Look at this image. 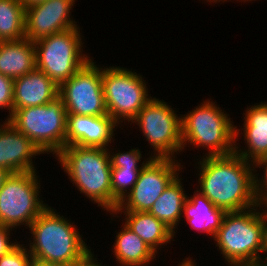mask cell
Masks as SVG:
<instances>
[{"mask_svg":"<svg viewBox=\"0 0 267 266\" xmlns=\"http://www.w3.org/2000/svg\"><path fill=\"white\" fill-rule=\"evenodd\" d=\"M198 163V187L216 207L226 212L259 205L254 191L253 163L235 152L225 156H203Z\"/></svg>","mask_w":267,"mask_h":266,"instance_id":"cell-1","label":"cell"},{"mask_svg":"<svg viewBox=\"0 0 267 266\" xmlns=\"http://www.w3.org/2000/svg\"><path fill=\"white\" fill-rule=\"evenodd\" d=\"M29 253L33 259L72 266L91 251L74 222L48 206L28 227Z\"/></svg>","mask_w":267,"mask_h":266,"instance_id":"cell-2","label":"cell"},{"mask_svg":"<svg viewBox=\"0 0 267 266\" xmlns=\"http://www.w3.org/2000/svg\"><path fill=\"white\" fill-rule=\"evenodd\" d=\"M55 158L73 186L112 215L111 165L107 149L65 146Z\"/></svg>","mask_w":267,"mask_h":266,"instance_id":"cell-3","label":"cell"},{"mask_svg":"<svg viewBox=\"0 0 267 266\" xmlns=\"http://www.w3.org/2000/svg\"><path fill=\"white\" fill-rule=\"evenodd\" d=\"M263 237V207L259 204L226 212L213 240L228 266H257L262 258Z\"/></svg>","mask_w":267,"mask_h":266,"instance_id":"cell-4","label":"cell"},{"mask_svg":"<svg viewBox=\"0 0 267 266\" xmlns=\"http://www.w3.org/2000/svg\"><path fill=\"white\" fill-rule=\"evenodd\" d=\"M203 102V103H202ZM181 116L182 147L205 148L204 156H225L235 150V125L216 102L203 100Z\"/></svg>","mask_w":267,"mask_h":266,"instance_id":"cell-5","label":"cell"},{"mask_svg":"<svg viewBox=\"0 0 267 266\" xmlns=\"http://www.w3.org/2000/svg\"><path fill=\"white\" fill-rule=\"evenodd\" d=\"M7 121L43 154L56 156L66 146L67 111L60 96L46 105L16 109Z\"/></svg>","mask_w":267,"mask_h":266,"instance_id":"cell-6","label":"cell"},{"mask_svg":"<svg viewBox=\"0 0 267 266\" xmlns=\"http://www.w3.org/2000/svg\"><path fill=\"white\" fill-rule=\"evenodd\" d=\"M81 34L80 27H76L34 42L36 69L44 72L58 87L91 60L83 53Z\"/></svg>","mask_w":267,"mask_h":266,"instance_id":"cell-7","label":"cell"},{"mask_svg":"<svg viewBox=\"0 0 267 266\" xmlns=\"http://www.w3.org/2000/svg\"><path fill=\"white\" fill-rule=\"evenodd\" d=\"M102 88L107 113L119 125L131 122L153 98L142 75L120 66L102 67Z\"/></svg>","mask_w":267,"mask_h":266,"instance_id":"cell-8","label":"cell"},{"mask_svg":"<svg viewBox=\"0 0 267 266\" xmlns=\"http://www.w3.org/2000/svg\"><path fill=\"white\" fill-rule=\"evenodd\" d=\"M36 171L10 174L0 189V225L16 228L31 223L49 206L39 194ZM40 190V191H39Z\"/></svg>","mask_w":267,"mask_h":266,"instance_id":"cell-9","label":"cell"},{"mask_svg":"<svg viewBox=\"0 0 267 266\" xmlns=\"http://www.w3.org/2000/svg\"><path fill=\"white\" fill-rule=\"evenodd\" d=\"M179 115L167 102L153 97L131 121L139 126L145 140L154 150L151 151L152 158L175 159L176 154L182 152V114Z\"/></svg>","mask_w":267,"mask_h":266,"instance_id":"cell-10","label":"cell"},{"mask_svg":"<svg viewBox=\"0 0 267 266\" xmlns=\"http://www.w3.org/2000/svg\"><path fill=\"white\" fill-rule=\"evenodd\" d=\"M92 59L59 87L67 115H108L102 88V66Z\"/></svg>","mask_w":267,"mask_h":266,"instance_id":"cell-11","label":"cell"},{"mask_svg":"<svg viewBox=\"0 0 267 266\" xmlns=\"http://www.w3.org/2000/svg\"><path fill=\"white\" fill-rule=\"evenodd\" d=\"M181 164L172 158H152L115 211L149 212L170 182L180 174L183 169Z\"/></svg>","mask_w":267,"mask_h":266,"instance_id":"cell-12","label":"cell"},{"mask_svg":"<svg viewBox=\"0 0 267 266\" xmlns=\"http://www.w3.org/2000/svg\"><path fill=\"white\" fill-rule=\"evenodd\" d=\"M77 0H47L25 7V37L35 42L41 38L79 27L71 10Z\"/></svg>","mask_w":267,"mask_h":266,"instance_id":"cell-13","label":"cell"},{"mask_svg":"<svg viewBox=\"0 0 267 266\" xmlns=\"http://www.w3.org/2000/svg\"><path fill=\"white\" fill-rule=\"evenodd\" d=\"M118 126L109 115H67L66 146L112 149L109 146Z\"/></svg>","mask_w":267,"mask_h":266,"instance_id":"cell-14","label":"cell"},{"mask_svg":"<svg viewBox=\"0 0 267 266\" xmlns=\"http://www.w3.org/2000/svg\"><path fill=\"white\" fill-rule=\"evenodd\" d=\"M40 154V149L6 119L0 123V168L11 174L36 171L33 158Z\"/></svg>","mask_w":267,"mask_h":266,"instance_id":"cell-15","label":"cell"},{"mask_svg":"<svg viewBox=\"0 0 267 266\" xmlns=\"http://www.w3.org/2000/svg\"><path fill=\"white\" fill-rule=\"evenodd\" d=\"M256 104L249 106L250 108L247 107V110L243 113L245 117L242 130L235 126L234 152L252 163L267 155V102ZM240 133L243 135L246 144V149L244 147L242 150L237 142L240 139Z\"/></svg>","mask_w":267,"mask_h":266,"instance_id":"cell-16","label":"cell"},{"mask_svg":"<svg viewBox=\"0 0 267 266\" xmlns=\"http://www.w3.org/2000/svg\"><path fill=\"white\" fill-rule=\"evenodd\" d=\"M13 89V111L46 105L59 96V87L38 69L14 79Z\"/></svg>","mask_w":267,"mask_h":266,"instance_id":"cell-17","label":"cell"},{"mask_svg":"<svg viewBox=\"0 0 267 266\" xmlns=\"http://www.w3.org/2000/svg\"><path fill=\"white\" fill-rule=\"evenodd\" d=\"M120 213L125 215L124 224L156 254L162 245L174 241L175 233L149 212L115 211L111 217H118Z\"/></svg>","mask_w":267,"mask_h":266,"instance_id":"cell-18","label":"cell"},{"mask_svg":"<svg viewBox=\"0 0 267 266\" xmlns=\"http://www.w3.org/2000/svg\"><path fill=\"white\" fill-rule=\"evenodd\" d=\"M225 214V210L216 207L199 190H195L190 198L187 196L182 216H185V220L192 229L200 233L204 232L214 238L221 227Z\"/></svg>","mask_w":267,"mask_h":266,"instance_id":"cell-19","label":"cell"},{"mask_svg":"<svg viewBox=\"0 0 267 266\" xmlns=\"http://www.w3.org/2000/svg\"><path fill=\"white\" fill-rule=\"evenodd\" d=\"M35 69L34 42L26 38L0 42V74L14 80Z\"/></svg>","mask_w":267,"mask_h":266,"instance_id":"cell-20","label":"cell"},{"mask_svg":"<svg viewBox=\"0 0 267 266\" xmlns=\"http://www.w3.org/2000/svg\"><path fill=\"white\" fill-rule=\"evenodd\" d=\"M121 227L112 245L118 266H149L155 262L157 254L123 222Z\"/></svg>","mask_w":267,"mask_h":266,"instance_id":"cell-21","label":"cell"},{"mask_svg":"<svg viewBox=\"0 0 267 266\" xmlns=\"http://www.w3.org/2000/svg\"><path fill=\"white\" fill-rule=\"evenodd\" d=\"M178 174L153 204L149 213L164 223L174 233L183 218V206L187 200L182 178Z\"/></svg>","mask_w":267,"mask_h":266,"instance_id":"cell-22","label":"cell"},{"mask_svg":"<svg viewBox=\"0 0 267 266\" xmlns=\"http://www.w3.org/2000/svg\"><path fill=\"white\" fill-rule=\"evenodd\" d=\"M25 37V6L20 0H0V42Z\"/></svg>","mask_w":267,"mask_h":266,"instance_id":"cell-23","label":"cell"},{"mask_svg":"<svg viewBox=\"0 0 267 266\" xmlns=\"http://www.w3.org/2000/svg\"><path fill=\"white\" fill-rule=\"evenodd\" d=\"M152 159H145L139 166L112 167L111 190H112V214L115 212L119 202L129 193L138 180L140 171Z\"/></svg>","mask_w":267,"mask_h":266,"instance_id":"cell-24","label":"cell"},{"mask_svg":"<svg viewBox=\"0 0 267 266\" xmlns=\"http://www.w3.org/2000/svg\"><path fill=\"white\" fill-rule=\"evenodd\" d=\"M27 247V245L24 246L19 243L9 253L0 258V266H31L33 258Z\"/></svg>","mask_w":267,"mask_h":266,"instance_id":"cell-25","label":"cell"},{"mask_svg":"<svg viewBox=\"0 0 267 266\" xmlns=\"http://www.w3.org/2000/svg\"><path fill=\"white\" fill-rule=\"evenodd\" d=\"M110 158L111 167H123V166H140L139 162L143 159L142 152L139 148H133L129 151L112 152L107 149Z\"/></svg>","mask_w":267,"mask_h":266,"instance_id":"cell-26","label":"cell"},{"mask_svg":"<svg viewBox=\"0 0 267 266\" xmlns=\"http://www.w3.org/2000/svg\"><path fill=\"white\" fill-rule=\"evenodd\" d=\"M254 172H257L256 168H262V178H258L259 173H254V191L255 197L259 204H261L267 198V155L259 158L253 163ZM264 177V178H263Z\"/></svg>","mask_w":267,"mask_h":266,"instance_id":"cell-27","label":"cell"},{"mask_svg":"<svg viewBox=\"0 0 267 266\" xmlns=\"http://www.w3.org/2000/svg\"><path fill=\"white\" fill-rule=\"evenodd\" d=\"M13 81L9 76L0 74V110H9L6 120L13 113Z\"/></svg>","mask_w":267,"mask_h":266,"instance_id":"cell-28","label":"cell"},{"mask_svg":"<svg viewBox=\"0 0 267 266\" xmlns=\"http://www.w3.org/2000/svg\"><path fill=\"white\" fill-rule=\"evenodd\" d=\"M12 228L0 225V258L14 249L20 242L12 239L10 233Z\"/></svg>","mask_w":267,"mask_h":266,"instance_id":"cell-29","label":"cell"},{"mask_svg":"<svg viewBox=\"0 0 267 266\" xmlns=\"http://www.w3.org/2000/svg\"><path fill=\"white\" fill-rule=\"evenodd\" d=\"M72 266H105V264L101 265L97 258H95V255L90 252L82 261L75 263Z\"/></svg>","mask_w":267,"mask_h":266,"instance_id":"cell-30","label":"cell"},{"mask_svg":"<svg viewBox=\"0 0 267 266\" xmlns=\"http://www.w3.org/2000/svg\"><path fill=\"white\" fill-rule=\"evenodd\" d=\"M263 224H264L263 251H267V212L264 209H263Z\"/></svg>","mask_w":267,"mask_h":266,"instance_id":"cell-31","label":"cell"},{"mask_svg":"<svg viewBox=\"0 0 267 266\" xmlns=\"http://www.w3.org/2000/svg\"><path fill=\"white\" fill-rule=\"evenodd\" d=\"M31 266H66V265L33 259Z\"/></svg>","mask_w":267,"mask_h":266,"instance_id":"cell-32","label":"cell"},{"mask_svg":"<svg viewBox=\"0 0 267 266\" xmlns=\"http://www.w3.org/2000/svg\"><path fill=\"white\" fill-rule=\"evenodd\" d=\"M10 172L4 168H0V189L2 188L5 180L10 176Z\"/></svg>","mask_w":267,"mask_h":266,"instance_id":"cell-33","label":"cell"},{"mask_svg":"<svg viewBox=\"0 0 267 266\" xmlns=\"http://www.w3.org/2000/svg\"><path fill=\"white\" fill-rule=\"evenodd\" d=\"M177 266H197V265L195 264V261H193V259H191V257H187V258L183 259V261H181L179 263V265H177Z\"/></svg>","mask_w":267,"mask_h":266,"instance_id":"cell-34","label":"cell"},{"mask_svg":"<svg viewBox=\"0 0 267 266\" xmlns=\"http://www.w3.org/2000/svg\"><path fill=\"white\" fill-rule=\"evenodd\" d=\"M20 1L23 3L25 7H29L31 5H34V4L43 2V1H47V0H20Z\"/></svg>","mask_w":267,"mask_h":266,"instance_id":"cell-35","label":"cell"},{"mask_svg":"<svg viewBox=\"0 0 267 266\" xmlns=\"http://www.w3.org/2000/svg\"><path fill=\"white\" fill-rule=\"evenodd\" d=\"M267 254V251H263V254ZM257 266H267V256L262 257Z\"/></svg>","mask_w":267,"mask_h":266,"instance_id":"cell-36","label":"cell"},{"mask_svg":"<svg viewBox=\"0 0 267 266\" xmlns=\"http://www.w3.org/2000/svg\"><path fill=\"white\" fill-rule=\"evenodd\" d=\"M225 1L228 2V1H231V0H207V2H210V3H211V2H212V3L214 2L215 4H216V3L218 4V3H220V2L225 3ZM237 1H238V0H237ZM239 1L242 2V0H239Z\"/></svg>","mask_w":267,"mask_h":266,"instance_id":"cell-37","label":"cell"},{"mask_svg":"<svg viewBox=\"0 0 267 266\" xmlns=\"http://www.w3.org/2000/svg\"><path fill=\"white\" fill-rule=\"evenodd\" d=\"M261 206L264 208V210L267 212V198L261 203Z\"/></svg>","mask_w":267,"mask_h":266,"instance_id":"cell-38","label":"cell"},{"mask_svg":"<svg viewBox=\"0 0 267 266\" xmlns=\"http://www.w3.org/2000/svg\"><path fill=\"white\" fill-rule=\"evenodd\" d=\"M244 1V3L245 2H247V1H249V2H251V1H256V0H242V2Z\"/></svg>","mask_w":267,"mask_h":266,"instance_id":"cell-39","label":"cell"}]
</instances>
